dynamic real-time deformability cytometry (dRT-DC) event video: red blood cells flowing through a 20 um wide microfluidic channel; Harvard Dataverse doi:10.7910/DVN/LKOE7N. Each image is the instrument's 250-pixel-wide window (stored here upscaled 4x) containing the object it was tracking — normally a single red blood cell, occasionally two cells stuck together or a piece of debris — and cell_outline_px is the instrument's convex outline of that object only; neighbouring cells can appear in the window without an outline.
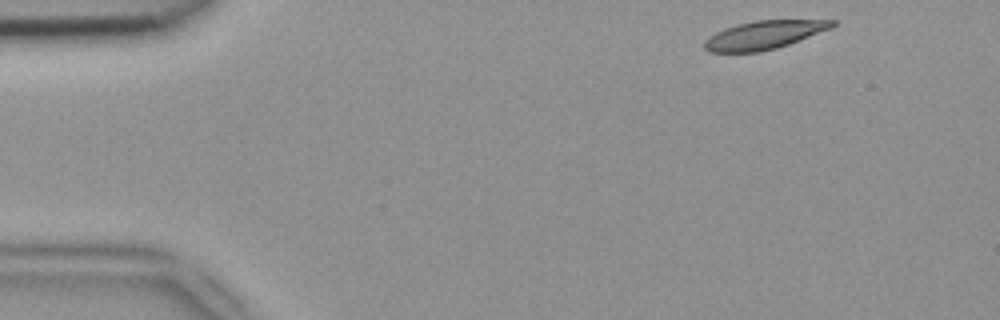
{"species": "common noctule bat (a hibernating species)", "species_latin": "Nyctalus noctula", "temperature_condition": "room temperature", "stored_images_in_passage": 47, "camera_frame_rate_fps": 3000, "um_per_image_px": 0.085, "animal": {"sex": "female", "body_mass_g": 18.4}, "frame": {"image": 1, "passage_image": 1, "time_ms": 0.0, "image_size_px": [1000, 320], "cell_outline_px": [[836, 24], [832, 28], [788, 44], [776, 48], [760, 52], [708, 52], [704, 48], [704, 40], [708, 36], [724, 28], [736, 24], [756, 20], [836, 20]], "centroid_in_image_um": [64.91, 2.97], "position_along_channel_um": 20.1, "area_um2": 21.15}}
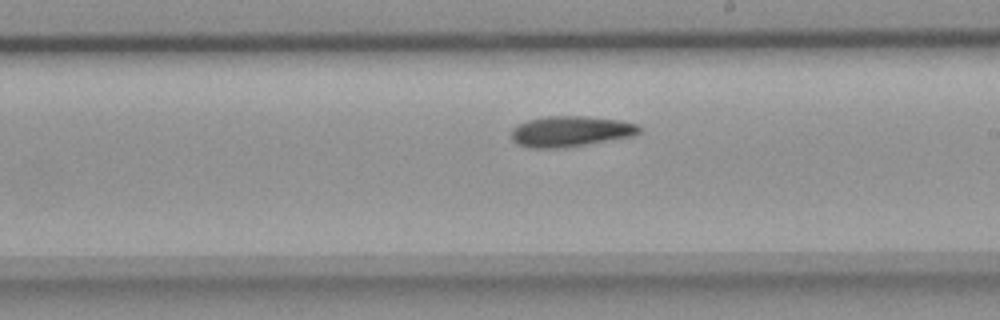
{"frame": {"image": 2, "passage_image": 25, "time_ms": 8.0, "image_size_px": [1000, 320], "cell_outline_px": [[640, 132], [632, 136], [564, 148], [528, 148], [516, 144], [512, 140], [512, 128], [516, 124], [528, 120], [548, 116], [588, 116], [620, 120], [636, 124], [640, 128]], "centroid_in_image_um": [48.45, 11.17], "position_along_channel_um": 240.6, "area_um2": 22.95}}
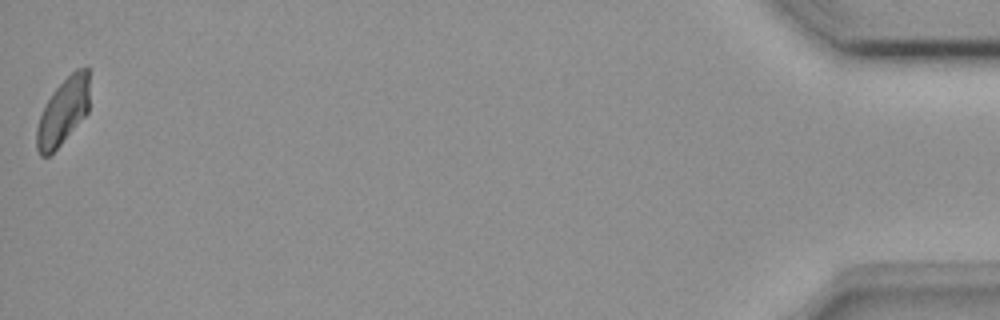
{"frame": {"image": 3, "passage_image": 47, "time_ms": 15.333, "image_size_px": [1000, 320], "cell_outline_px": [[88, 112], [60, 144], [48, 156], [40, 156], [36, 148], [36, 128], [40, 116], [52, 92], [76, 68], [88, 64]], "centroid_in_image_um": [5.36, 9.46], "position_along_channel_um": 429.8, "area_um2": 20.17}, "authors_computed_cell_mechanics": {"area_um2": 22.253, "velocity_mm_per_s": 3.8724, "shape_relaxation_time_tau1_ms": 9.5745, "shape_relaxation_time_tau2_ms": null, "deformation_change_tau1": 0.1988, "deformation_change_tau2": null}}